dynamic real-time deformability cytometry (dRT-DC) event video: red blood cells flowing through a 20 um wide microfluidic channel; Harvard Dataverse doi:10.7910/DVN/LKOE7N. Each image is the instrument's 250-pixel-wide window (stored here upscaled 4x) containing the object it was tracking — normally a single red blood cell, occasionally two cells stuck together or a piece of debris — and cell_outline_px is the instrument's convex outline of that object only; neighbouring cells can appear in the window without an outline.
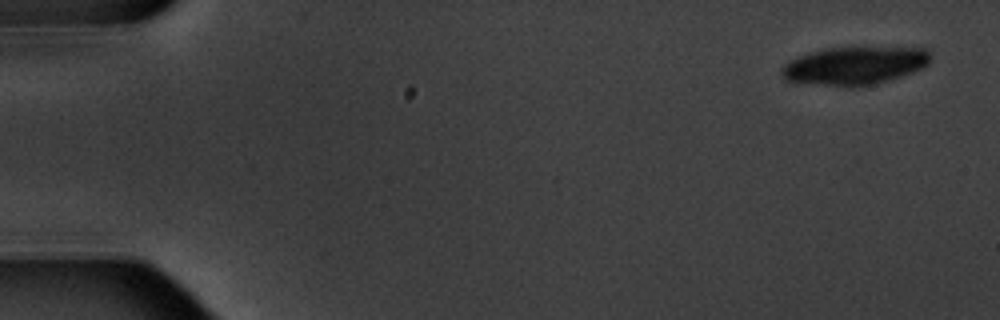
{"species": "common noctule bat (a hibernating species)", "species_latin": "Nyctalus noctula", "temperature_condition": "warm", "stored_images_in_passage": 5, "camera_frame_rate_fps": 3000, "um_per_image_px": 0.085, "animal": {"sex": "male", "body_mass_g": 20.1, "forearm_length_mm": 53.5}, "frame": {"image": 1, "passage_image": 1, "time_ms": 0.0, "image_size_px": [1000, 320], "cell_outline_px": [[932, 60], [924, 68], [888, 80], [872, 84], [852, 88], [844, 88], [796, 84], [788, 80], [780, 72], [784, 64], [800, 56], [812, 52], [828, 48], [928, 48]], "centroid_in_image_um": [72.62, 5.62], "position_along_channel_um": 12.4, "area_um2": 33.29}}